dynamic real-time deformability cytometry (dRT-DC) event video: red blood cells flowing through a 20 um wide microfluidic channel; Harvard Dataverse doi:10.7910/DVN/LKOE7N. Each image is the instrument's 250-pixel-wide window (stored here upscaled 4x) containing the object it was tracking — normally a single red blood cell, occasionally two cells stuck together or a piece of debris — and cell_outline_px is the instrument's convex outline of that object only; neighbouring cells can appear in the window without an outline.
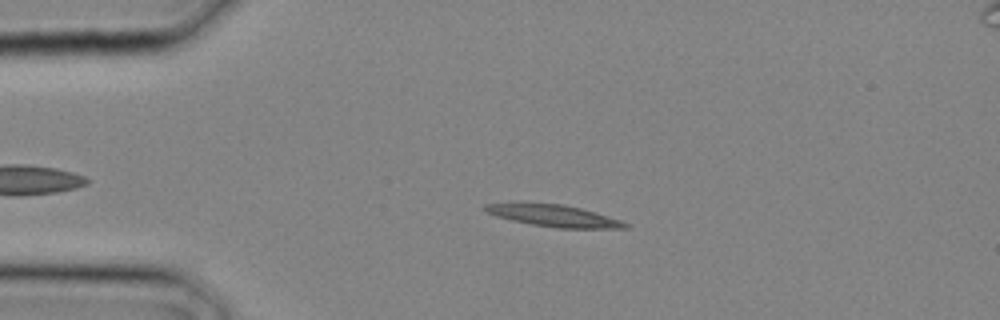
{"species": "common noctule bat (a hibernating species)", "species_latin": "Nyctalus noctula", "temperature_condition": "cold", "stored_images_in_passage": 5, "camera_frame_rate_fps": 3000, "um_per_image_px": 0.085, "animal": {"sex": "male", "body_mass_g": 20.4}, "frame": {"image": 1, "passage_image": 1, "time_ms": 0.0, "image_size_px": [1000, 320], "cell_outline_px": [[632, 224], [628, 228], [560, 228], [532, 224], [512, 220], [496, 216], [488, 212], [484, 208], [484, 204], [564, 204], [580, 208], [620, 220]], "centroid_in_image_um": [47.16, 18.36], "position_along_channel_um": 37.8, "area_um2": 17.17}}
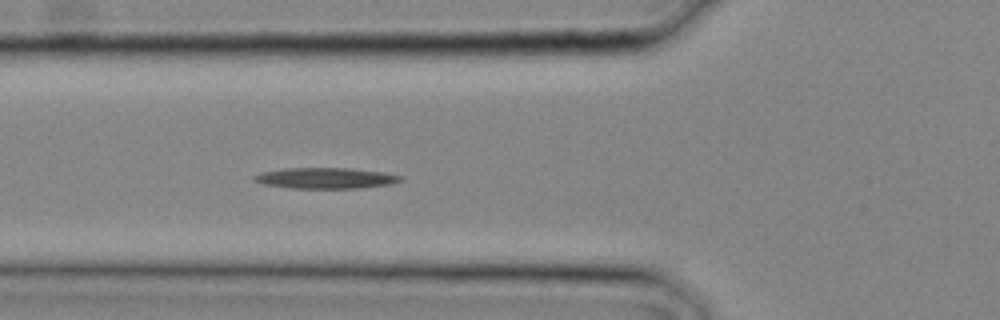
{"frame": {"image": 2, "passage_image": 5, "time_ms": 1.333, "image_size_px": [1000, 320], "cell_outline_px": [[404, 176], [400, 180], [388, 184], [360, 188], [288, 188], [264, 184], [252, 180], [252, 176], [260, 172], [284, 168], [348, 168], [384, 172]], "centroid_in_image_um": [27.61, 15.13], "position_along_channel_um": 98.2, "area_um2": 17.8}}